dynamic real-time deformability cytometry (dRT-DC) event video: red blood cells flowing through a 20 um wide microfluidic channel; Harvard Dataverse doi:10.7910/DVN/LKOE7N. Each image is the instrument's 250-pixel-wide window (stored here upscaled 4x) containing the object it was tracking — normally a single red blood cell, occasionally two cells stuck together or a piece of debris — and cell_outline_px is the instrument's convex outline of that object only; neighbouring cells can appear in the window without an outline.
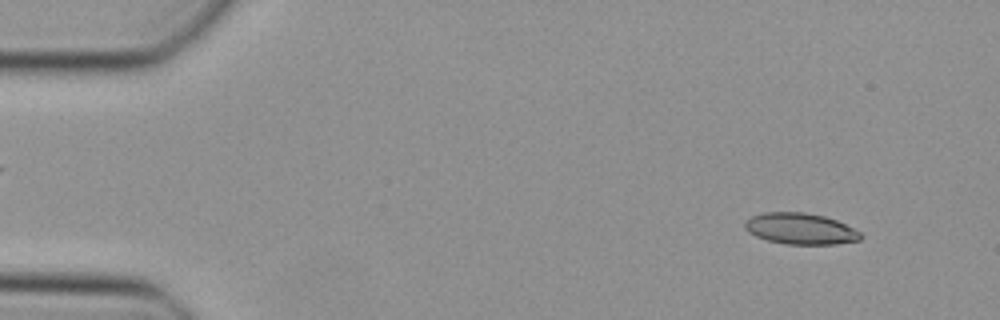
{"species": "Egyptian fruit bat (a non-hibernating species)", "species_latin": "Rousettus aegyptiacus", "temperature_condition": "cold", "stored_images_in_passage": 8, "camera_frame_rate_fps": 3000, "um_per_image_px": 0.085, "animal": {"sex": "female"}, "frame": {"image": 1, "passage_image": 4, "time_ms": 1.0, "image_size_px": [1000, 320], "cell_outline_px": [[864, 236], [860, 240], [836, 244], [784, 244], [768, 240], [756, 236], [748, 232], [744, 228], [744, 220], [752, 216], [764, 212], [804, 212], [824, 216], [836, 220], [860, 232]], "centroid_in_image_um": [68.01, 19.44], "position_along_channel_um": 17.0, "area_um2": 21.1}}